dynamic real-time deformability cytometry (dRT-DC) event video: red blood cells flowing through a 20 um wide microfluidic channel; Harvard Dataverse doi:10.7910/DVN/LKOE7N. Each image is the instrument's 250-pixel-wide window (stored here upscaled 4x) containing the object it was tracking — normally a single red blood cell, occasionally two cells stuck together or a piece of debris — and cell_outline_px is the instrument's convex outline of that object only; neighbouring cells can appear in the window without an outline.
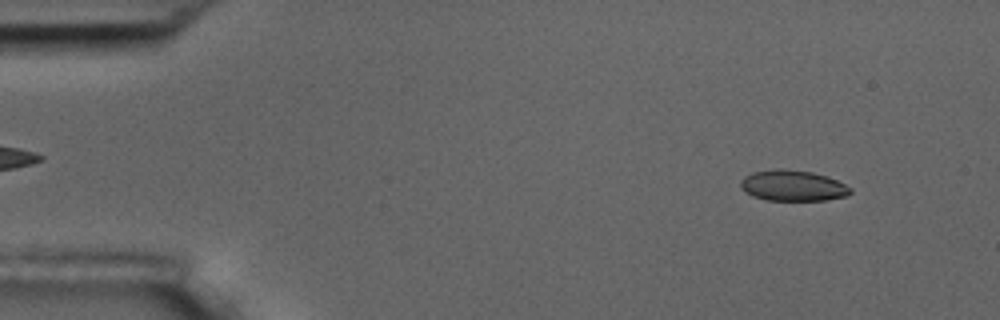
{"species": "common noctule bat (a hibernating species)", "species_latin": "Nyctalus noctula", "temperature_condition": "room temperature", "stored_images_in_passage": 55, "camera_frame_rate_fps": 3000, "um_per_image_px": 0.085, "animal": {"sex": "male", "body_mass_g": 17.5, "forearm_length_mm": 52.3}, "frame": {"image": 1, "passage_image": 5, "time_ms": 1.333, "image_size_px": [1000, 320], "cell_outline_px": [[852, 192], [848, 196], [828, 200], [764, 200], [752, 196], [740, 184], [740, 180], [744, 176], [752, 172], [776, 168], [780, 168], [812, 172], [828, 176], [852, 188]], "centroid_in_image_um": [67.42, 15.77], "position_along_channel_um": 17.6, "area_um2": 19.83}}
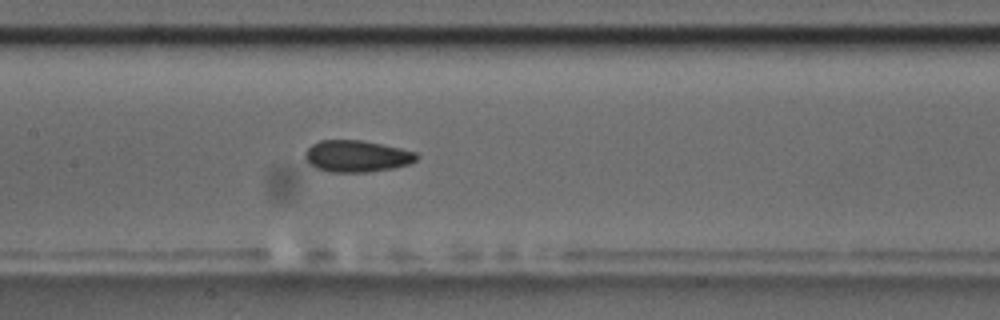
{"frame": {"image": 2, "passage_image": 26, "time_ms": 8.333, "image_size_px": [1000, 320], "cell_outline_px": [[420, 156], [416, 160], [408, 164], [392, 168], [368, 172], [328, 172], [316, 168], [308, 164], [304, 156], [304, 152], [312, 144], [320, 140], [360, 140], [400, 148], [416, 152]], "centroid_in_image_um": [30.29, 13.28], "position_along_channel_um": 177.1, "area_um2": 20.63}}
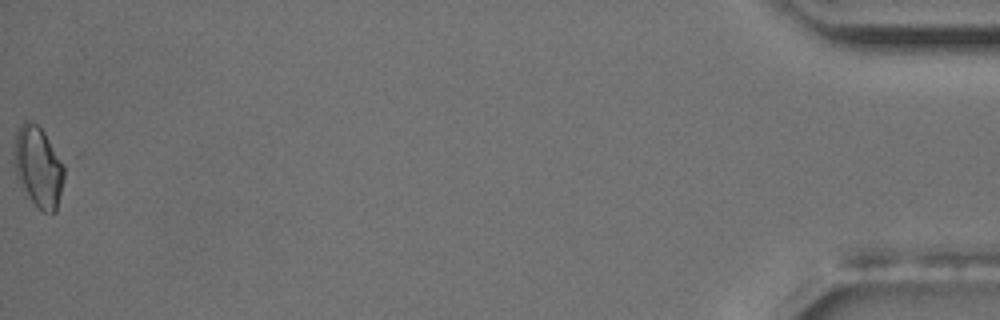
{"frame": {"image": 3, "passage_image": 55, "time_ms": 18.0, "image_size_px": [1000, 320], "cell_outline_px": [[64, 176], [56, 212], [52, 216], [44, 212], [28, 196], [20, 184], [16, 176], [12, 164], [12, 156], [16, 128], [24, 120], [32, 120], [44, 132], [64, 168]], "centroid_in_image_um": [3.19, 14.16], "position_along_channel_um": 432.0, "area_um2": 23.64}, "authors_computed_cell_mechanics": {"area_um2": 20.4612, "velocity_mm_per_s": 3.6579, "shape_relaxation_time_tau1_ms": 5.6748, "shape_relaxation_time_tau2_ms": 5.7611, "deformation_change_tau1": 0.0671, "deformation_change_tau2": 0.0958}}